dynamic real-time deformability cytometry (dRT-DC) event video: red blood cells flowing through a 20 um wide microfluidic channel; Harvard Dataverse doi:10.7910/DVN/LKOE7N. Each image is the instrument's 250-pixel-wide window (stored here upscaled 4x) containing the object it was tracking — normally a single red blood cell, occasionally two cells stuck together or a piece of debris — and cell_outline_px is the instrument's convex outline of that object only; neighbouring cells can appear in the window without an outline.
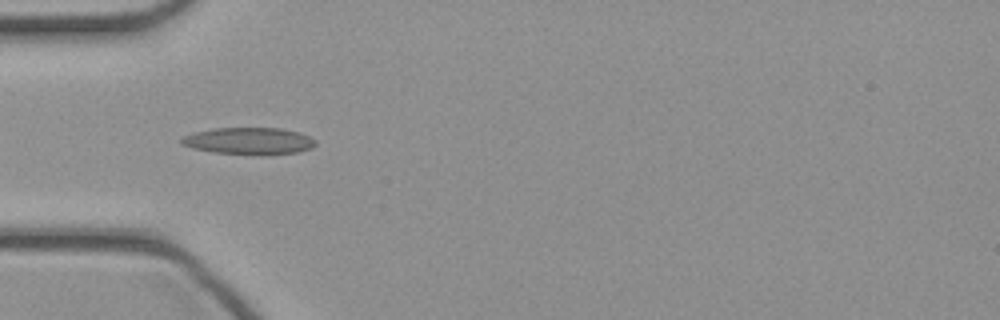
{"species": "common noctule bat (a hibernating species)", "species_latin": "Nyctalus noctula", "temperature_condition": "cold", "stored_images_in_passage": 11, "camera_frame_rate_fps": 3000, "um_per_image_px": 0.085, "animal": {"sex": "female", "body_mass_g": 21.9}, "frame": {"image": 1, "passage_image": 2, "time_ms": 0.333, "image_size_px": [1000, 320], "cell_outline_px": [[316, 144], [312, 148], [296, 152], [212, 152], [192, 148], [180, 144], [180, 140], [184, 136], [196, 132], [212, 128], [280, 128], [300, 132], [316, 140]], "centroid_in_image_um": [21.13, 11.93], "position_along_channel_um": 63.9, "area_um2": 20.11}}
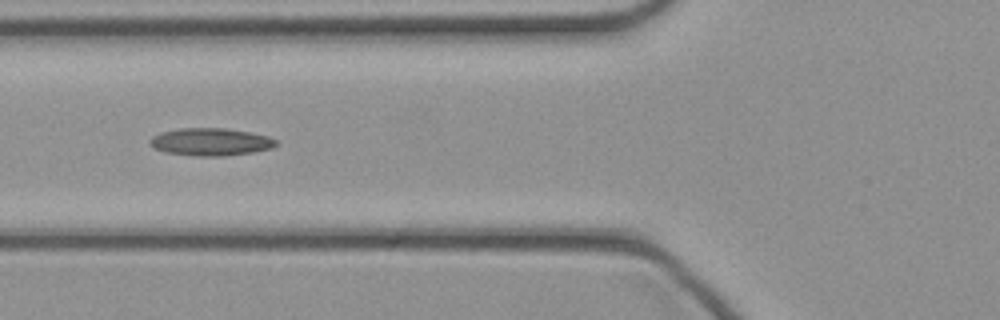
{"frame": {"image": 2, "passage_image": 5, "time_ms": 1.333, "image_size_px": [1000, 320], "cell_outline_px": [[280, 144], [272, 148], [252, 152], [224, 156], [196, 156], [164, 152], [152, 148], [148, 144], [148, 140], [152, 136], [160, 132], [180, 128], [224, 128], [248, 132], [268, 136], [276, 140]], "centroid_in_image_um": [17.86, 12.06], "position_along_channel_um": 107.9, "area_um2": 20.46}}